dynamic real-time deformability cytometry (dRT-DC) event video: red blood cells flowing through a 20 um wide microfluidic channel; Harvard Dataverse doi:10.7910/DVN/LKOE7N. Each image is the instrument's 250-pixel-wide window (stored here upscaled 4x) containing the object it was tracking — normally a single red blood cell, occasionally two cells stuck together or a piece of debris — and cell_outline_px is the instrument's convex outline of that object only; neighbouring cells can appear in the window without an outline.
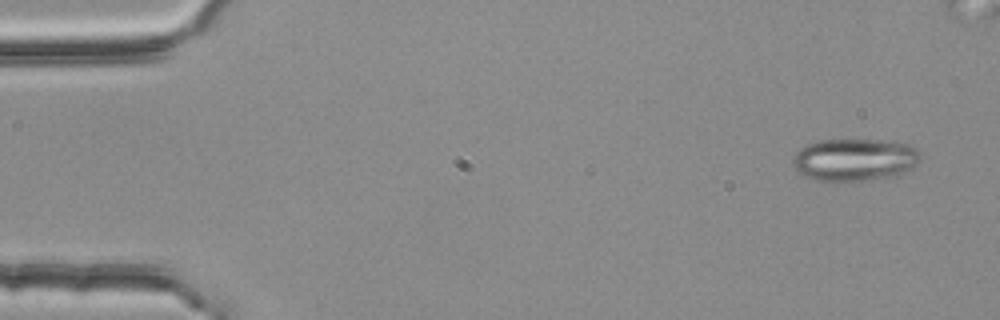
{"species": "common noctule bat (a hibernating species)", "species_latin": "Nyctalus noctula", "temperature_condition": "room temperature", "stored_images_in_passage": 4, "camera_frame_rate_fps": 3000, "um_per_image_px": 0.085, "animal": {"sex": "female", "body_mass_g": 25.1}, "frame": {"image": 1, "passage_image": 1, "time_ms": 0.0, "image_size_px": [1000, 320], "cell_outline_px": [[920, 160], [912, 168], [900, 176], [864, 180], [820, 180], [804, 176], [792, 164], [792, 156], [804, 144], [820, 140], [880, 140], [908, 144], [916, 148], [920, 152]], "centroid_in_image_um": [72.66, 13.56], "position_along_channel_um": 12.3, "area_um2": 31.62}}